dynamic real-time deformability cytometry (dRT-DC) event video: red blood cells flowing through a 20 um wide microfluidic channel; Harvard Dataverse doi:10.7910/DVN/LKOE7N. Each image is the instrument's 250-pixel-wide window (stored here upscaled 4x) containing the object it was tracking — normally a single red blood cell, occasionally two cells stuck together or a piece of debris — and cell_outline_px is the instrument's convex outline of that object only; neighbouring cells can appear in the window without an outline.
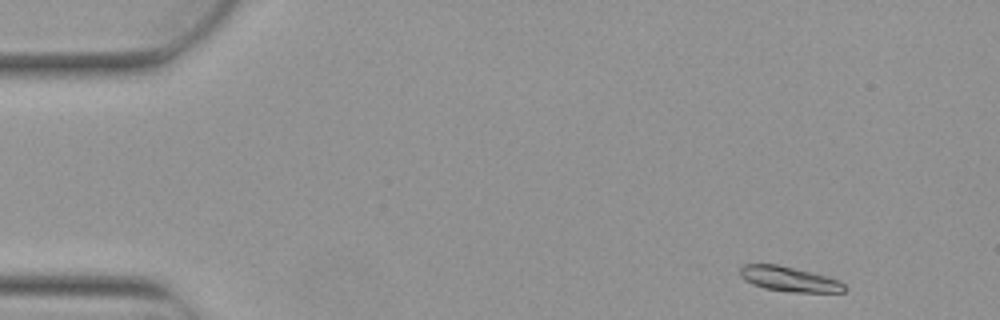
{"species": "Egyptian fruit bat (a non-hibernating species)", "species_latin": "Rousettus aegyptiacus", "temperature_condition": "warm", "stored_images_in_passage": 5, "camera_frame_rate_fps": 3000, "um_per_image_px": 0.085, "animal": {"sex": "female"}, "frame": {"image": 1, "passage_image": 1, "time_ms": 0.0, "image_size_px": [1000, 320], "cell_outline_px": [[848, 288], [844, 292], [792, 292], [764, 288], [752, 284], [744, 280], [740, 276], [740, 268], [744, 264], [776, 264], [812, 272], [828, 276], [840, 280]], "centroid_in_image_um": [67.11, 23.72], "position_along_channel_um": 17.9, "area_um2": 15.26}}
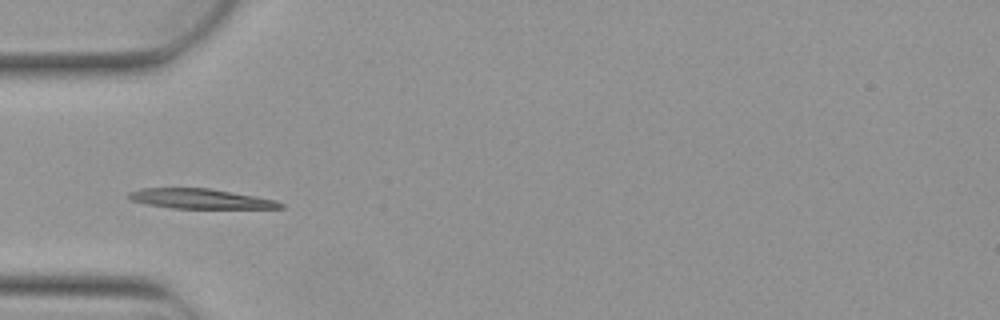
{"frame": {"image": 2, "passage_image": 4, "time_ms": 1.0, "image_size_px": [1000, 320], "cell_outline_px": [[284, 208], [172, 208], [144, 204], [132, 200], [128, 196], [128, 192], [140, 188], [208, 188], [256, 196], [276, 200], [284, 204]], "centroid_in_image_um": [17.01, 16.89], "position_along_channel_um": 68.0, "area_um2": 17.51}}
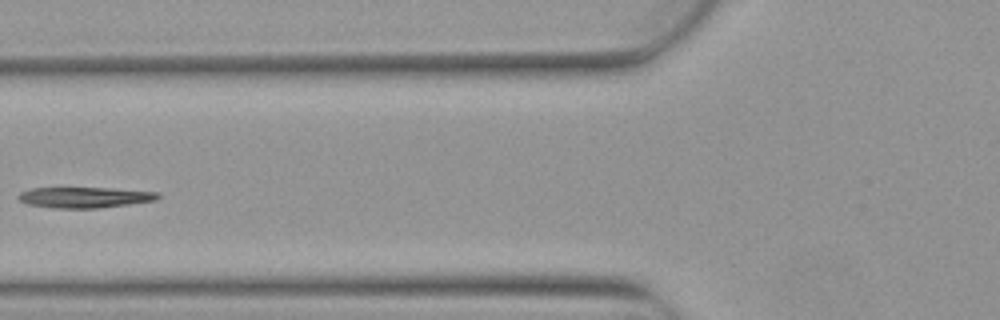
{"frame": {"image": 3, "passage_image": 5, "time_ms": 1.333, "image_size_px": [1000, 320], "cell_outline_px": [[160, 196], [156, 200], [100, 208], [52, 208], [28, 204], [20, 200], [16, 196], [20, 192], [28, 188], [108, 188], [160, 192]], "centroid_in_image_um": [7.17, 16.77], "position_along_channel_um": 118.6, "area_um2": 16.88}}